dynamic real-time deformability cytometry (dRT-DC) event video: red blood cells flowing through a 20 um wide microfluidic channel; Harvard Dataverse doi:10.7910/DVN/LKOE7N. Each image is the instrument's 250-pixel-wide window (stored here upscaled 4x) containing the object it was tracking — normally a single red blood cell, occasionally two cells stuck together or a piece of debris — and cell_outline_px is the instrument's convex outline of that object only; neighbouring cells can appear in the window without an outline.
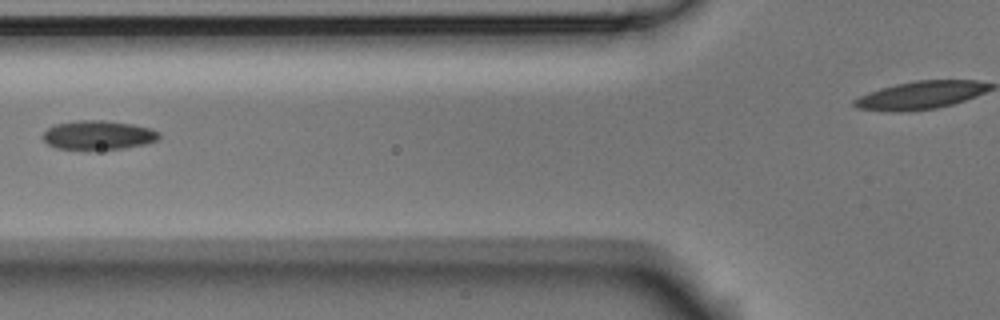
{"species": "Egyptian fruit bat (a non-hibernating species)", "species_latin": "Rousettus aegyptiacus", "temperature_condition": "room temperature", "stored_images_in_passage": 4, "camera_frame_rate_fps": 3000, "um_per_image_px": 0.085, "animal": {"sex": "male"}, "frame": {"image": 1, "passage_image": 3, "time_ms": 0.667, "image_size_px": [1000, 320], "cell_outline_px": [[160, 136], [156, 140], [144, 144], [124, 148], [56, 148], [48, 144], [44, 140], [44, 132], [48, 128], [56, 124], [80, 120], [104, 120], [132, 124], [152, 128], [160, 132]], "centroid_in_image_um": [8.38, 11.46], "position_along_channel_um": 117.4, "area_um2": 19.25}}
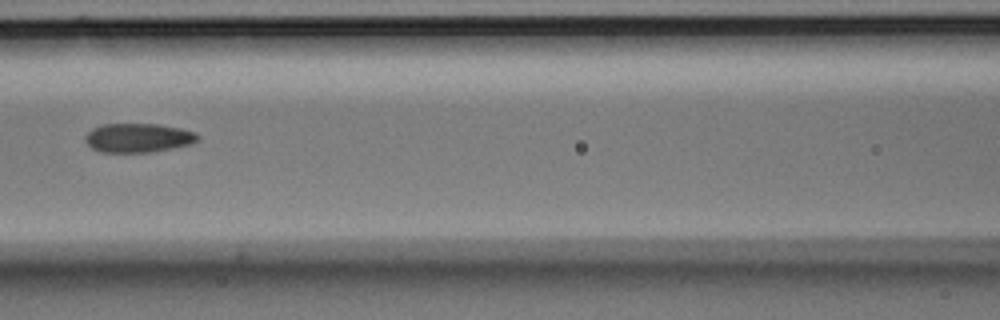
{"frame": {"image": 2, "passage_image": 4, "time_ms": 1.0, "image_size_px": [1000, 320], "cell_outline_px": [[200, 140], [192, 144], [152, 152], [100, 152], [92, 148], [84, 140], [84, 136], [92, 128], [100, 124], [160, 124], [180, 128], [196, 132], [200, 136]], "centroid_in_image_um": [11.76, 11.71], "position_along_channel_um": 154.8, "area_um2": 19.31}}